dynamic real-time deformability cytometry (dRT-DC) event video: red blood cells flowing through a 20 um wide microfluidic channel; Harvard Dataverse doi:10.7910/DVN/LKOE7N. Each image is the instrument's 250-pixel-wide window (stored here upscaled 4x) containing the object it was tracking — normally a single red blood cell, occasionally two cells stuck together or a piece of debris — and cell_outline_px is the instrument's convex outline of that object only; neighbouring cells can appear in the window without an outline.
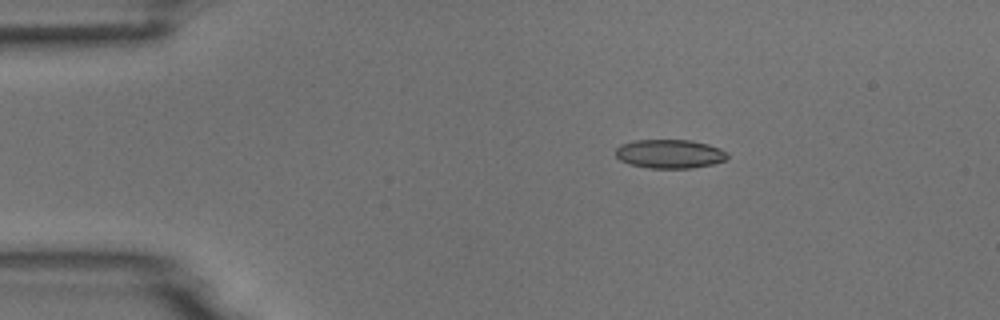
{"species": "common noctule bat (a hibernating species)", "species_latin": "Nyctalus noctula", "temperature_condition": "room temperature", "stored_images_in_passage": 6, "camera_frame_rate_fps": 3000, "um_per_image_px": 0.085, "animal": {"sex": "male", "body_mass_g": 18.8}, "frame": {"image": 1, "passage_image": 3, "time_ms": 2.333, "image_size_px": [1000, 320], "cell_outline_px": [[728, 160], [712, 164], [692, 168], [648, 168], [628, 164], [620, 160], [616, 156], [616, 148], [620, 144], [632, 140], [688, 140], [708, 144], [720, 148], [728, 152]], "centroid_in_image_um": [56.93, 13.08], "position_along_channel_um": 28.1, "area_um2": 19.02}}
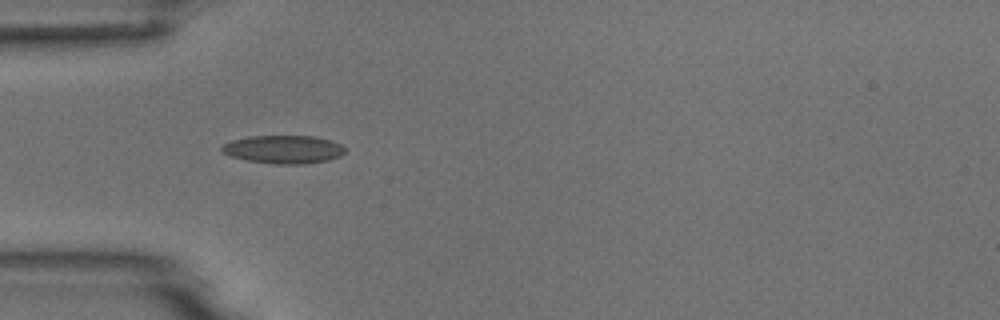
{"frame": {"image": 2, "passage_image": 5, "time_ms": 4.667, "image_size_px": [1000, 320], "cell_outline_px": [[344, 152], [340, 156], [328, 160], [304, 164], [272, 164], [248, 160], [232, 156], [224, 152], [220, 148], [224, 144], [232, 140], [248, 136], [316, 136], [340, 144], [344, 148]], "centroid_in_image_um": [24.1, 12.7], "position_along_channel_um": 60.9, "area_um2": 20.06}}